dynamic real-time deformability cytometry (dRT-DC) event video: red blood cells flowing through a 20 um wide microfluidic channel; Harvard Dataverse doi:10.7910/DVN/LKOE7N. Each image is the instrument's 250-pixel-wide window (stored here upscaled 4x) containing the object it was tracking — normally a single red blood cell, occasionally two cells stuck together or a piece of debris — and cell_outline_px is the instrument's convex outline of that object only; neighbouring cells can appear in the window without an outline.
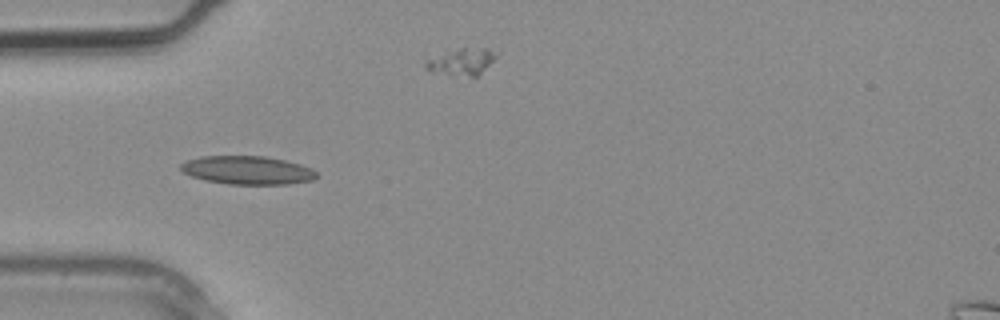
{"species": "common noctule bat (a hibernating species)", "species_latin": "Nyctalus noctula", "temperature_condition": "warm", "stored_images_in_passage": 1, "camera_frame_rate_fps": 3000, "um_per_image_px": 0.085, "animal": {"sex": "male", "body_mass_g": 20.4}, "frame": {"image": 1, "passage_image": 1, "time_ms": 0.0, "image_size_px": [1000, 320], "cell_outline_px": [[316, 176], [312, 180], [288, 184], [228, 184], [204, 180], [192, 176], [184, 172], [180, 168], [180, 164], [184, 160], [200, 156], [264, 156], [284, 160], [300, 164], [312, 168], [316, 172]], "centroid_in_image_um": [21.0, 14.46], "position_along_channel_um": 64.0, "area_um2": 22.48}}